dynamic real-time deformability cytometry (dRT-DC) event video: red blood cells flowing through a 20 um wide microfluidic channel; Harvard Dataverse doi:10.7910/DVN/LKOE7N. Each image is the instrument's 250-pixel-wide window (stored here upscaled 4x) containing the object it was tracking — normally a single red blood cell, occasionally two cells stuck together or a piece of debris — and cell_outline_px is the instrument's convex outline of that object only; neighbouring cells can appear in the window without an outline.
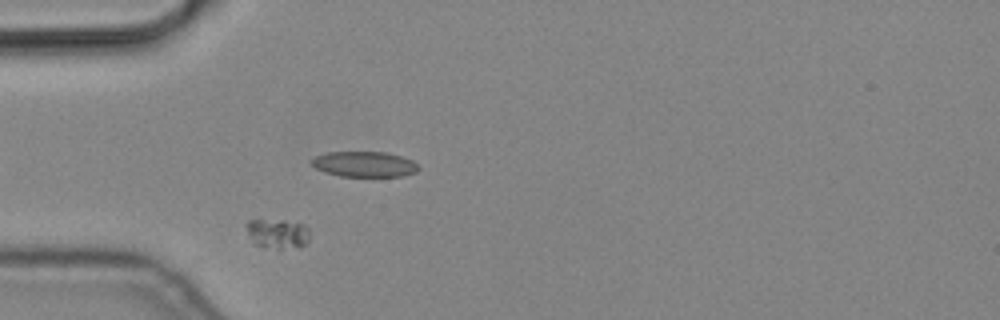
{"species": "common noctule bat (a hibernating species)", "species_latin": "Nyctalus noctula", "temperature_condition": "cold", "stored_images_in_passage": 7, "camera_frame_rate_fps": 3000, "um_per_image_px": 0.085, "animal": {"sex": "male", "body_mass_g": 19.2, "forearm_length_mm": 51.8}, "frame": {"image": 1, "passage_image": 5, "time_ms": 1.333, "image_size_px": [1000, 320], "cell_outline_px": [[308, 240], [304, 244], [280, 252], [256, 244], [248, 236], [244, 224], [248, 220], [284, 220], [304, 224], [308, 228]], "centroid_in_image_um": [23.55, 19.88], "position_along_channel_um": 61.4, "area_um2": 11.27}}
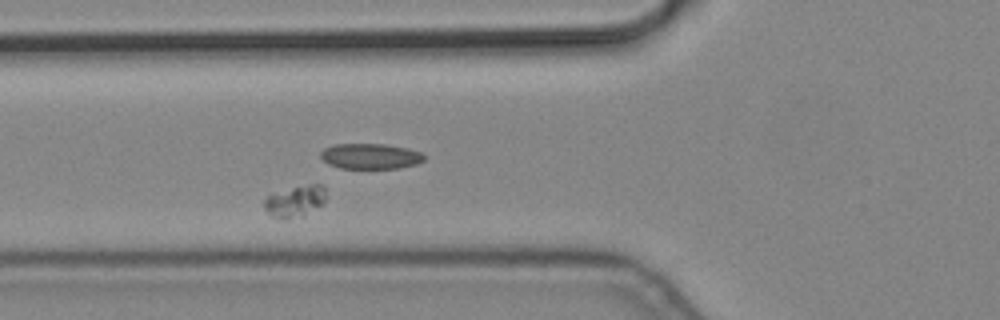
{"frame": {"image": 2, "passage_image": 6, "time_ms": 1.667, "image_size_px": [1000, 320], "cell_outline_px": [[324, 200], [320, 204], [304, 212], [284, 220], [280, 220], [268, 212], [264, 208], [264, 200], [272, 192], [308, 184], [320, 184], [324, 188]], "centroid_in_image_um": [24.99, 17.06], "position_along_channel_um": 100.8, "area_um2": 10.69}}